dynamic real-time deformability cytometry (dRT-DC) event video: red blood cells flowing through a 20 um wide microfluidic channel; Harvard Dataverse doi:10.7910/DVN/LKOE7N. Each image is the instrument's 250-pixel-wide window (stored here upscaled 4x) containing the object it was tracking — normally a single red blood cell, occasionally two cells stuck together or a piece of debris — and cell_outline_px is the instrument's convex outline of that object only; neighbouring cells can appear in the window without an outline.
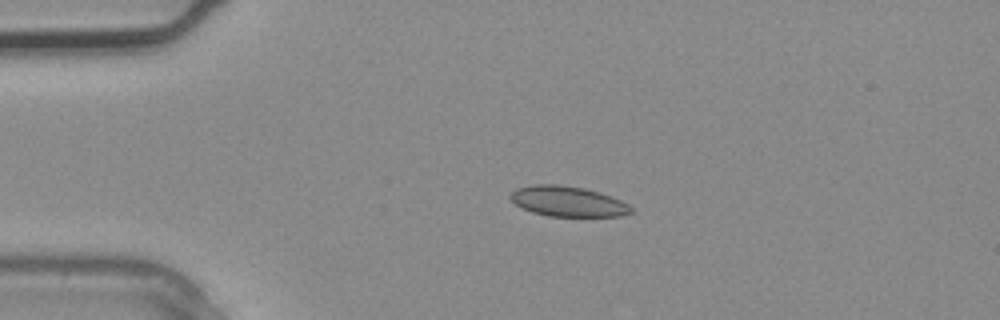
{"species": "common noctule bat (a hibernating species)", "species_latin": "Nyctalus noctula", "temperature_condition": "warm", "stored_images_in_passage": 4, "camera_frame_rate_fps": 3000, "um_per_image_px": 0.085, "animal": {"sex": "male", "body_mass_g": 20.4}, "frame": {"image": 1, "passage_image": 2, "time_ms": 0.333, "image_size_px": [1000, 320], "cell_outline_px": [[632, 212], [620, 216], [548, 216], [532, 212], [516, 204], [508, 196], [516, 188], [532, 184], [560, 184], [584, 188], [600, 192], [620, 200], [628, 204], [632, 208]], "centroid_in_image_um": [48.25, 17.1], "position_along_channel_um": 36.8, "area_um2": 21.27}}